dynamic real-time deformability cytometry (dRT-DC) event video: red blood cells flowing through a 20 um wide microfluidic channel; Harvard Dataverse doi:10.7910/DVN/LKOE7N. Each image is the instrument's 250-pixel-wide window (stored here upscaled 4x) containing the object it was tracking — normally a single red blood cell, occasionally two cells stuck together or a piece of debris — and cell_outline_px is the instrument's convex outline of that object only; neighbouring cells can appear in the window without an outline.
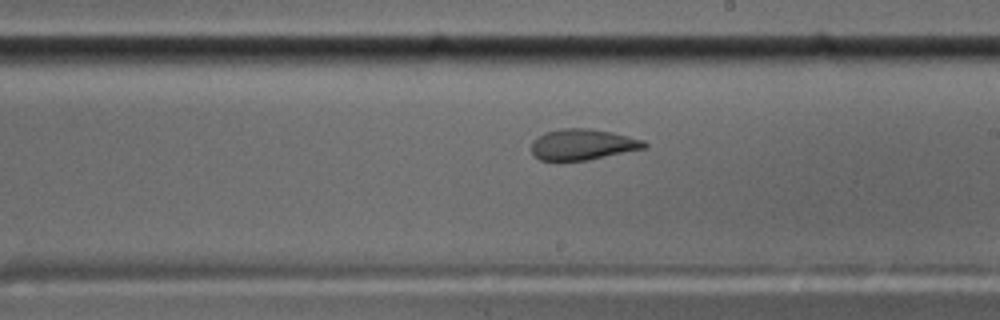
{"species": "common noctule bat (a hibernating species)", "species_latin": "Nyctalus noctula", "temperature_condition": "cold", "stored_images_in_passage": 58, "camera_frame_rate_fps": 3000, "um_per_image_px": 0.085, "animal": {"sex": "male", "body_mass_g": 17.5, "forearm_length_mm": 52.3}, "frame": {"image": 1, "passage_image": 34, "time_ms": 11.0, "image_size_px": [1000, 320], "cell_outline_px": [[648, 148], [588, 160], [540, 160], [532, 152], [532, 140], [544, 132], [560, 128], [588, 128], [612, 132], [644, 140], [648, 144]], "centroid_in_image_um": [49.56, 12.27], "position_along_channel_um": 239.4, "area_um2": 20.46}, "authors_computed_cell_mechanics": {"area_um2": 21.3571, "velocity_mm_per_s": 3.5188, "shape_relaxation_time_tau1_ms": null, "shape_relaxation_time_tau2_ms": 1.8396, "deformation_change_tau1": null, "deformation_change_tau2": 0.0845}}